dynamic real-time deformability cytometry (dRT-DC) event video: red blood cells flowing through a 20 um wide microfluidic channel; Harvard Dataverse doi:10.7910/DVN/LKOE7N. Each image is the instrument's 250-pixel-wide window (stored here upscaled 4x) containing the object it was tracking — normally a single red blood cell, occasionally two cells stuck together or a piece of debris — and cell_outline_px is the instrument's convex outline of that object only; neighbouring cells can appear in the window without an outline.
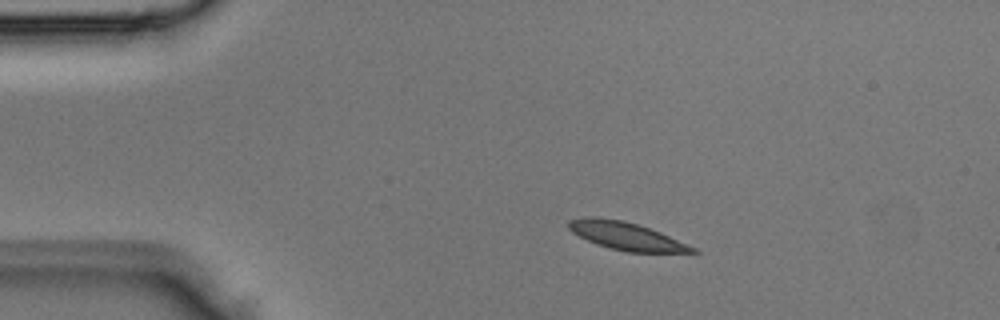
{"species": "Egyptian fruit bat (a non-hibernating species)", "species_latin": "Rousettus aegyptiacus", "temperature_condition": "room temperature", "stored_images_in_passage": 2, "camera_frame_rate_fps": 3000, "um_per_image_px": 0.085, "animal": {"sex": "male"}, "frame": {"image": 1, "passage_image": 1, "time_ms": 0.0, "image_size_px": [1000, 320], "cell_outline_px": [[700, 252], [628, 252], [596, 244], [572, 232], [568, 228], [568, 220], [584, 216], [596, 216], [624, 220], [660, 232], [696, 248]], "centroid_in_image_um": [53.18, 20.04], "position_along_channel_um": 31.8, "area_um2": 19.88}}